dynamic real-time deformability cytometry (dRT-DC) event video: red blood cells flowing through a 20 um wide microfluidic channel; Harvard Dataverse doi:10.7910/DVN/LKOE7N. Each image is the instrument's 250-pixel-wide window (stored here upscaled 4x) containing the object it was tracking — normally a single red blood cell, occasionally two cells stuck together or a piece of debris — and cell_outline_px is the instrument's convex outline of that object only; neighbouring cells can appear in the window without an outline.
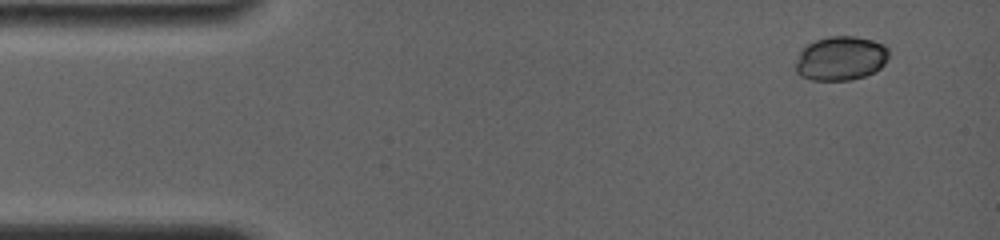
{"species": "common noctule bat (a hibernating species)", "species_latin": "Nyctalus noctula", "temperature_condition": "room temperature", "stored_images_in_passage": 4, "camera_frame_rate_fps": 4000, "um_per_image_px": 0.085, "animal": {"sex": "female", "body_mass_g": 19.0, "forearm_length_mm": 56.7}, "frame": {"image": 1, "passage_image": 1, "time_ms": 0.0, "image_size_px": [1000, 240], "cell_outline_px": [[888, 60], [880, 68], [864, 76], [852, 80], [812, 80], [800, 76], [796, 72], [796, 64], [800, 52], [808, 44], [816, 40], [828, 36], [856, 36], [872, 40], [884, 44], [888, 48]], "centroid_in_image_um": [71.48, 4.96], "position_along_channel_um": 13.5, "area_um2": 23.99}}
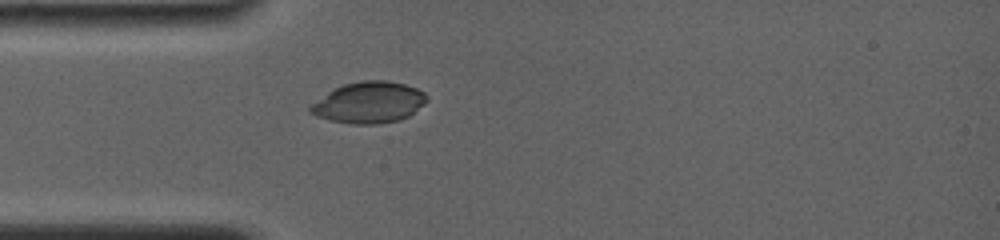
{"frame": {"image": 2, "passage_image": 4, "time_ms": 3.5, "image_size_px": [1000, 240], "cell_outline_px": [[428, 100], [424, 104], [408, 116], [400, 120], [376, 124], [352, 124], [328, 120], [316, 116], [308, 112], [308, 108], [312, 104], [328, 92], [344, 84], [360, 80], [388, 80], [404, 84], [416, 88], [424, 92], [428, 96]], "centroid_in_image_um": [31.36, 8.71], "position_along_channel_um": 53.6, "area_um2": 28.03}}